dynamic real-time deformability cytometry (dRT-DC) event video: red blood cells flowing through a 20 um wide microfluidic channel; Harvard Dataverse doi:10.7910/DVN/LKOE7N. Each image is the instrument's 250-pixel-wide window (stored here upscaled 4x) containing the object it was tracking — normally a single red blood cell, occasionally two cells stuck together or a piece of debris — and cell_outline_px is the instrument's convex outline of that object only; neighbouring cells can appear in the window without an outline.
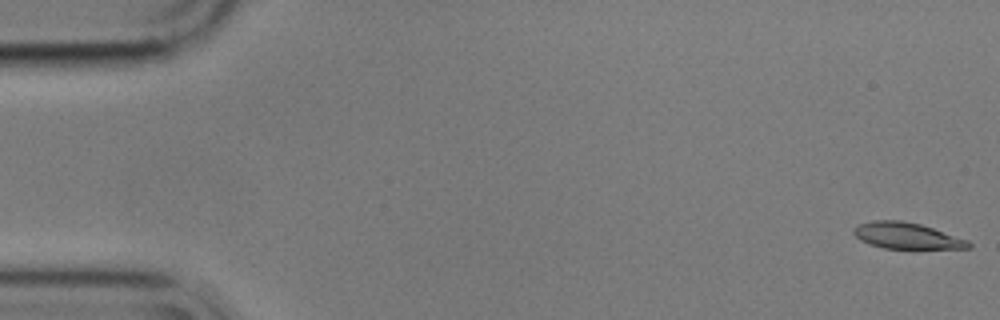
{"species": "common noctule bat (a hibernating species)", "species_latin": "Nyctalus noctula", "temperature_condition": "cold", "stored_images_in_passage": 15, "camera_frame_rate_fps": 3000, "um_per_image_px": 0.085, "animal": {"sex": "male", "body_mass_g": 17.9}, "frame": {"image": 1, "passage_image": 1, "time_ms": 0.0, "image_size_px": [1000, 320], "cell_outline_px": [[972, 248], [884, 248], [868, 244], [860, 240], [852, 232], [860, 224], [872, 220], [900, 220], [920, 224], [968, 240], [972, 244]], "centroid_in_image_um": [77.06, 20.04], "position_along_channel_um": 7.9, "area_um2": 17.28}}
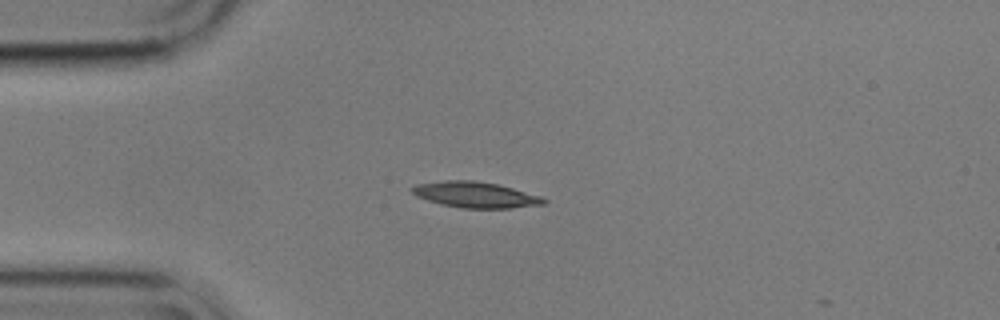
{"frame": {"image": 2, "passage_image": 14, "time_ms": 4.333, "image_size_px": [1000, 320], "cell_outline_px": [[548, 200], [544, 204], [508, 208], [460, 208], [440, 204], [416, 196], [408, 188], [416, 184], [444, 180], [472, 180], [496, 184], [512, 188], [540, 196]], "centroid_in_image_um": [40.35, 16.55], "position_along_channel_um": 44.6, "area_um2": 19.77}}